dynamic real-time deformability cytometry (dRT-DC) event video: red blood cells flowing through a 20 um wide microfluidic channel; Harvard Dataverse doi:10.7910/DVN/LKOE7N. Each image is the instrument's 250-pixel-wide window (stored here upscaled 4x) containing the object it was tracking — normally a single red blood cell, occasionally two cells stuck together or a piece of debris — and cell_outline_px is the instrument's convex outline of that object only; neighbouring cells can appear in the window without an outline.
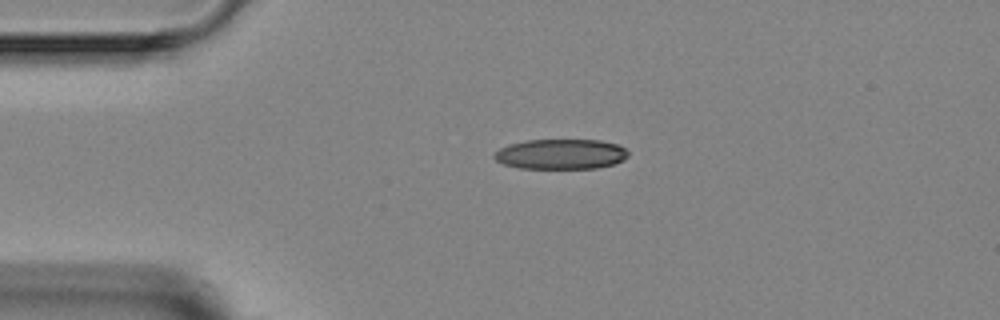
{"species": "Egyptian fruit bat (a non-hibernating species)", "species_latin": "Rousettus aegyptiacus", "temperature_condition": "room temperature", "stored_images_in_passage": 4, "camera_frame_rate_fps": 3000, "um_per_image_px": 0.085, "animal": {"sex": "female"}, "frame": {"image": 1, "passage_image": 3, "time_ms": 2.333, "image_size_px": [1000, 320], "cell_outline_px": [[628, 156], [624, 160], [612, 164], [596, 168], [520, 168], [504, 164], [496, 160], [492, 156], [500, 148], [508, 144], [524, 140], [600, 140], [616, 144], [624, 148], [628, 152]], "centroid_in_image_um": [47.65, 13.09], "position_along_channel_um": 37.3, "area_um2": 23.47}}